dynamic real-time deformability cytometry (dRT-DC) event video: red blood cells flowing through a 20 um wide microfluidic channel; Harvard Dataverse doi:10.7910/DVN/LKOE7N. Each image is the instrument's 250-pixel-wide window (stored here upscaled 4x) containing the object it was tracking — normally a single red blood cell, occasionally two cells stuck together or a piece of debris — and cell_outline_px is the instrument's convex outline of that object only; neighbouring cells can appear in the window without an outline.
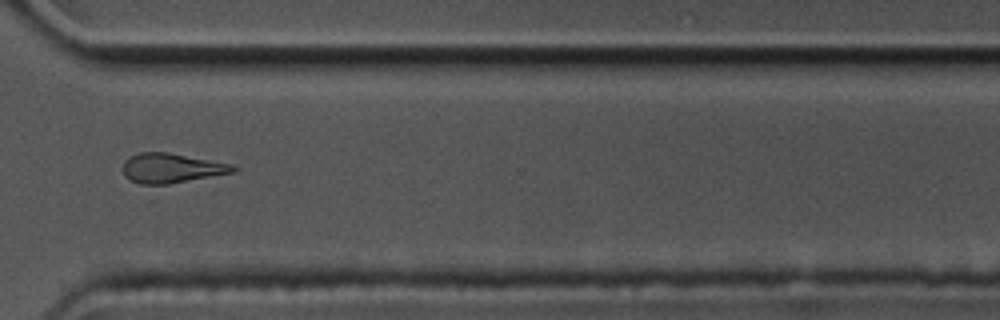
{"species": "common noctule bat (a hibernating species)", "species_latin": "Nyctalus noctula", "temperature_condition": "cold", "stored_images_in_passage": 11, "camera_frame_rate_fps": 3000, "um_per_image_px": 0.085, "animal": {"sex": "male", "body_mass_g": 17.5, "forearm_length_mm": 52.3}, "frame": {"image": 1, "passage_image": 8, "time_ms": 2.333, "image_size_px": [1000, 320], "cell_outline_px": [[240, 168], [236, 172], [168, 184], [140, 184], [124, 176], [124, 160], [128, 156], [140, 152], [168, 152], [232, 164]], "centroid_in_image_um": [14.6, 14.28], "position_along_channel_um": 356.0, "area_um2": 19.07}}